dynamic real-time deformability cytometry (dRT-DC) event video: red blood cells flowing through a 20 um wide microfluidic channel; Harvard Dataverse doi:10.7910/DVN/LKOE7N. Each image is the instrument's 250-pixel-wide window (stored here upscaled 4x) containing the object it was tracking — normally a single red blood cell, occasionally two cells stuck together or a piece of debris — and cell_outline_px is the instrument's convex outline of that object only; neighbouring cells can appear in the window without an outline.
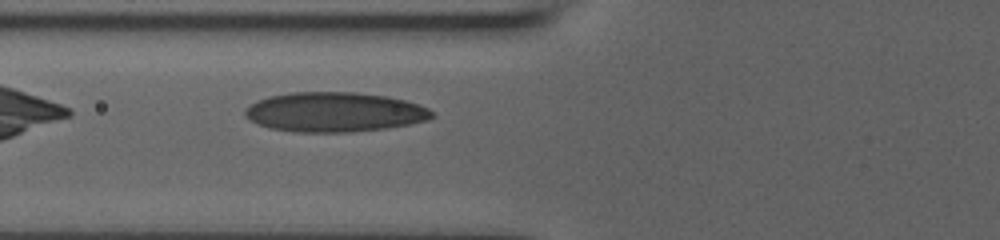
{"species": "human", "species_latin": "Homo sapiens", "temperature_condition": "room temperature", "stored_images_in_passage": 10, "camera_frame_rate_fps": 3000, "um_per_image_px": 0.085, "donor": {"sex": "male"}, "frame": {"image": 1, "passage_image": 10, "time_ms": 3.0, "image_size_px": [1000, 240], "cell_outline_px": [[436, 116], [428, 120], [408, 124], [384, 128], [348, 132], [296, 132], [272, 128], [260, 124], [244, 116], [244, 108], [256, 100], [268, 96], [292, 92], [356, 92], [388, 96], [404, 100], [428, 108]], "centroid_in_image_um": [28.41, 9.51], "position_along_channel_um": 97.4, "area_um2": 43.12}}